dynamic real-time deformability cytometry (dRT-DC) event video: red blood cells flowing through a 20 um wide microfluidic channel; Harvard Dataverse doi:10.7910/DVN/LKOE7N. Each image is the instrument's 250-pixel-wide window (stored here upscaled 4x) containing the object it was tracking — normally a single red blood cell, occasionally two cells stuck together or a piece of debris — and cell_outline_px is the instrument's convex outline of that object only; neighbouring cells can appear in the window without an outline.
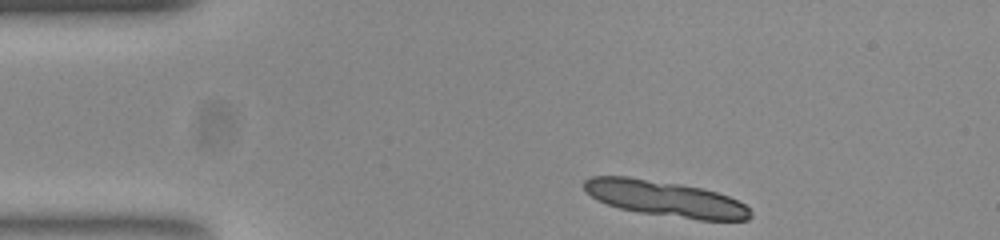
{"species": "common noctule bat (a hibernating species)", "species_latin": "Nyctalus noctula", "temperature_condition": "room temperature", "stored_images_in_passage": 7, "camera_frame_rate_fps": 3000, "um_per_image_px": 0.085, "animal": {"sex": "female", "body_mass_g": 23.0, "forearm_length_mm": 53.4}, "frame": {"image": 1, "passage_image": 1, "time_ms": 0.0, "image_size_px": [1000, 240], "cell_outline_px": [[752, 216], [748, 220], [700, 220], [640, 212], [620, 208], [596, 200], [584, 188], [584, 180], [592, 176], [628, 176], [700, 188], [716, 192], [728, 196], [744, 204], [752, 212]], "centroid_in_image_um": [56.55, 16.89], "position_along_channel_um": 28.5, "area_um2": 34.1}}